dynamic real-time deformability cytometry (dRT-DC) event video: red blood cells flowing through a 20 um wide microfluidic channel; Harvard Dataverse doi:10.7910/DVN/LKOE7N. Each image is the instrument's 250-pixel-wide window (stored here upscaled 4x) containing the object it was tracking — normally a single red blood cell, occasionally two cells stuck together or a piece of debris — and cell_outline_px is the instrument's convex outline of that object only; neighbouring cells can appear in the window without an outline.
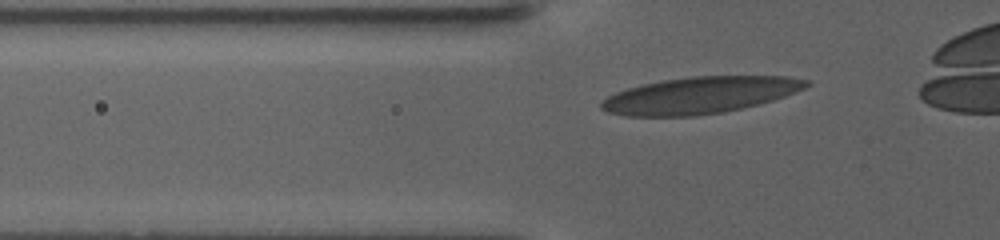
{"species": "human", "species_latin": "Homo sapiens", "temperature_condition": "warm", "stored_images_in_passage": 50, "camera_frame_rate_fps": 3000, "um_per_image_px": 0.085, "donor": {"sex": "female"}, "frame": {"image": 1, "passage_image": 5, "time_ms": 1.667, "image_size_px": [1000, 240], "cell_outline_px": [[812, 84], [804, 88], [784, 96], [772, 100], [724, 112], [696, 116], [628, 116], [608, 112], [600, 108], [600, 100], [616, 92], [628, 88], [644, 84], [664, 80], [692, 76], [788, 76], [808, 80]], "centroid_in_image_um": [59.47, 8.09], "position_along_channel_um": 66.3, "area_um2": 43.58}}
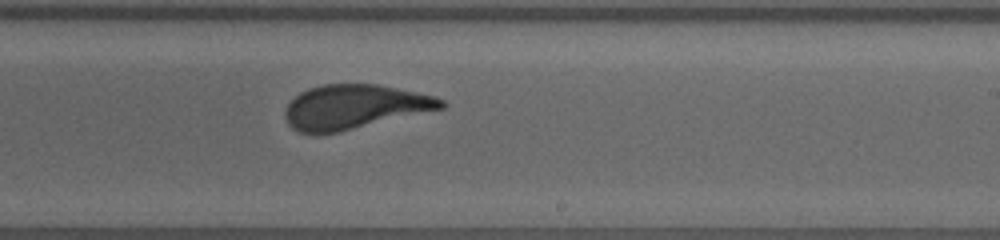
{"frame": {"image": 2, "passage_image": 24, "time_ms": 8.667, "image_size_px": [1000, 240], "cell_outline_px": [[448, 104], [444, 108], [336, 132], [316, 136], [300, 132], [292, 128], [288, 124], [284, 116], [284, 112], [288, 104], [300, 92], [308, 88], [324, 84], [380, 84], [436, 96], [444, 100]], "centroid_in_image_um": [30.1, 9.08], "position_along_channel_um": 258.9, "area_um2": 40.4}}
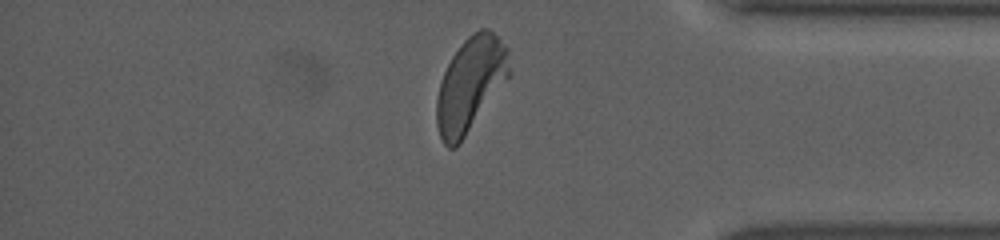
{"frame": {"image": 3, "passage_image": 43, "time_ms": 14.0, "image_size_px": [1000, 240], "cell_outline_px": [[512, 72], [460, 144], [456, 148], [448, 148], [444, 144], [440, 136], [436, 124], [436, 100], [440, 80], [452, 56], [464, 40], [468, 36], [480, 28], [488, 28], [508, 48]], "centroid_in_image_um": [39.98, 7.18], "position_along_channel_um": 395.2, "area_um2": 40.0}}